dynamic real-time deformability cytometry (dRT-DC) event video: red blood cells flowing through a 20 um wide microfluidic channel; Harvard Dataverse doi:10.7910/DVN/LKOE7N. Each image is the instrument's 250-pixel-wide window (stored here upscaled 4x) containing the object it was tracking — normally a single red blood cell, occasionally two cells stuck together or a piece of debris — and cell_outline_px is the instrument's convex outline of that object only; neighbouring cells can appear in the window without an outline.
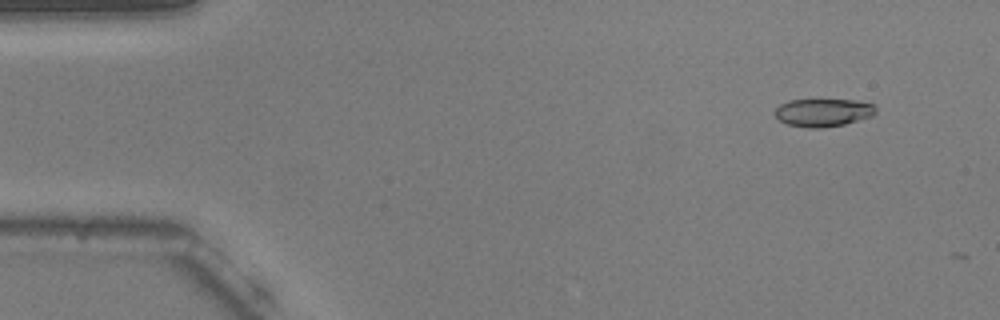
{"species": "common noctule bat (a hibernating species)", "species_latin": "Nyctalus noctula", "temperature_condition": "warm", "stored_images_in_passage": 7, "camera_frame_rate_fps": 3000, "um_per_image_px": 0.085, "animal": {"sex": "male", "body_mass_g": 20.5, "forearm_length_mm": 52.5}, "frame": {"image": 1, "passage_image": 5, "time_ms": 1.333, "image_size_px": [1000, 320], "cell_outline_px": [[876, 112], [872, 116], [844, 124], [820, 128], [808, 128], [788, 124], [780, 120], [772, 112], [780, 104], [788, 100], [856, 100], [872, 104], [876, 108]], "centroid_in_image_um": [69.94, 9.56], "position_along_channel_um": 15.1, "area_um2": 16.36}}